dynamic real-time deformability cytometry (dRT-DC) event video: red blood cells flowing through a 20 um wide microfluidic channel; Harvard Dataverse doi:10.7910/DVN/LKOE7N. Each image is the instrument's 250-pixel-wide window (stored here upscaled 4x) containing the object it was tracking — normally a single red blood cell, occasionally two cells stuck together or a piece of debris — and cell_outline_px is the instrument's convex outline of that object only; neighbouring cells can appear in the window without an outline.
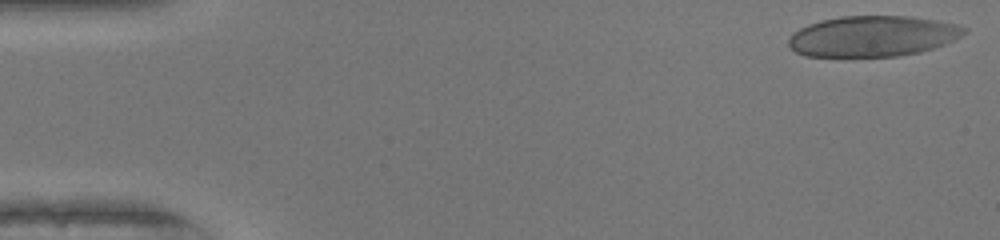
{"species": "human", "species_latin": "Homo sapiens", "temperature_condition": "warm", "stored_images_in_passage": 42, "camera_frame_rate_fps": 3000, "um_per_image_px": 0.085, "donor": {"sex": "female"}, "frame": {"image": 1, "passage_image": 1, "time_ms": 0.0, "image_size_px": [1000, 240], "cell_outline_px": [[968, 32], [944, 44], [920, 52], [900, 56], [804, 56], [796, 52], [788, 44], [788, 40], [800, 28], [808, 24], [820, 20], [840, 16], [904, 16], [932, 20], [956, 24], [968, 28]], "centroid_in_image_um": [74.17, 3.08], "position_along_channel_um": 10.8, "area_um2": 41.38}}
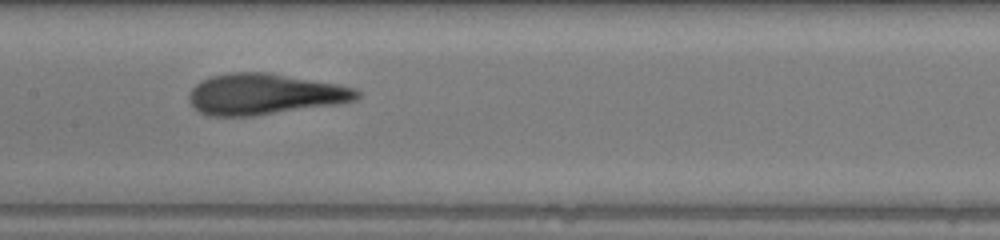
{"frame": {"image": 2, "passage_image": 24, "time_ms": 7.667, "image_size_px": [1000, 240], "cell_outline_px": [[360, 96], [356, 100], [340, 104], [256, 116], [208, 116], [192, 108], [188, 100], [188, 92], [200, 80], [212, 76], [228, 72], [268, 72], [336, 84], [356, 88], [360, 92]], "centroid_in_image_um": [22.46, 8.01], "position_along_channel_um": 184.9, "area_um2": 40.63}}
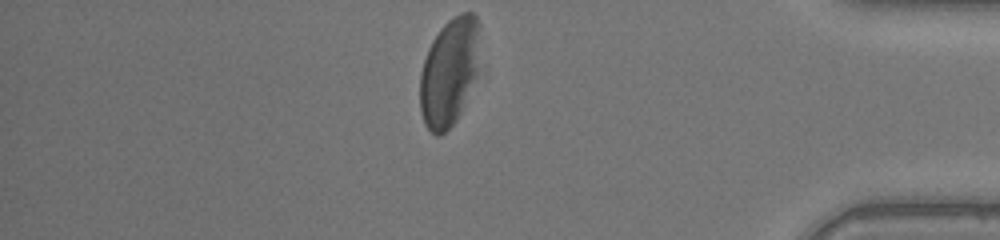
{"frame": {"image": 3, "passage_image": 42, "time_ms": 13.667, "image_size_px": [1000, 240], "cell_outline_px": [[480, 28], [476, 76], [460, 112], [456, 120], [440, 136], [436, 136], [424, 124], [420, 112], [420, 72], [428, 48], [432, 40], [440, 28], [448, 20], [460, 12], [472, 12], [476, 16], [480, 24]], "centroid_in_image_um": [38.17, 6.08], "position_along_channel_um": 397.0, "area_um2": 37.63}, "authors_computed_cell_mechanics": {"area_um2": 40.6912, "velocity_mm_per_s": 4.0958, "shape_relaxation_time_tau1_ms": 8.6828, "shape_relaxation_time_tau2_ms": 1.2223, "deformation_change_tau1": 0.2869, "deformation_change_tau2": 0.0887}}